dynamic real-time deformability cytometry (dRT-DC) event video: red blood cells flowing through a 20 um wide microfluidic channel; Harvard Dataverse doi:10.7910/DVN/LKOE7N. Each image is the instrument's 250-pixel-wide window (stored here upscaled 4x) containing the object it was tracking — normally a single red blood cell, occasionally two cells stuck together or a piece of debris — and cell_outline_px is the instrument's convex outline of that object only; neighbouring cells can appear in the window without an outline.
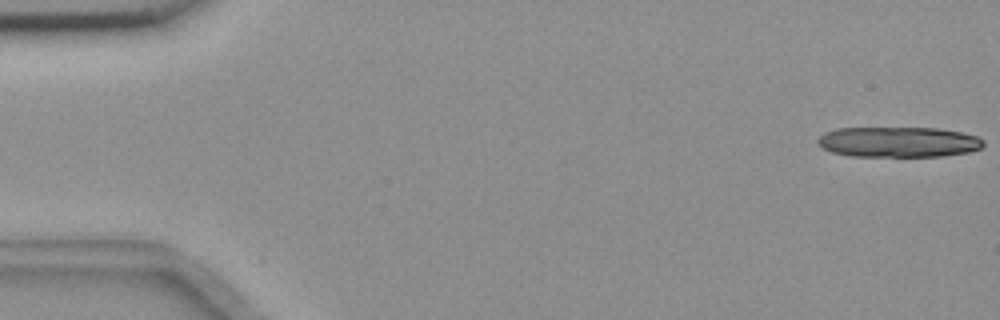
{"species": "common noctule bat (a hibernating species)", "species_latin": "Nyctalus noctula", "temperature_condition": "room temperature", "stored_images_in_passage": 14, "camera_frame_rate_fps": 3000, "um_per_image_px": 0.085, "animal": {"sex": "female", "body_mass_g": 18.4}, "frame": {"image": 1, "passage_image": 1, "time_ms": 0.0, "image_size_px": [1000, 320], "cell_outline_px": [[984, 144], [980, 148], [968, 152], [944, 156], [852, 156], [832, 152], [816, 144], [816, 140], [824, 132], [836, 128], [940, 128], [960, 132], [976, 136], [984, 140]], "centroid_in_image_um": [76.34, 12.06], "position_along_channel_um": 8.7, "area_um2": 29.42}}